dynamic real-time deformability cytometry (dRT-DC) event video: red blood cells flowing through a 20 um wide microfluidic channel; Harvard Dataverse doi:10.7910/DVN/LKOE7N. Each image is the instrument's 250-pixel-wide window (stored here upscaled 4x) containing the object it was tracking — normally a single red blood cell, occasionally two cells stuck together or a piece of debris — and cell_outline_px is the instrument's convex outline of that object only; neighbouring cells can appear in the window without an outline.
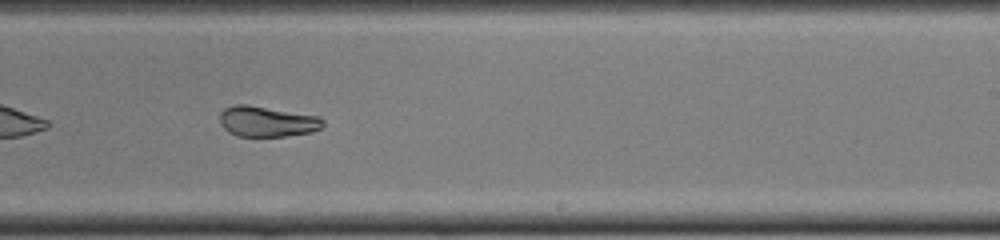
{"species": "common noctule bat (a hibernating species)", "species_latin": "Nyctalus noctula", "temperature_condition": "cold", "stored_images_in_passage": 46, "camera_frame_rate_fps": 3000, "um_per_image_px": 0.085, "animal": {"sex": "female", "body_mass_g": 22.0, "forearm_length_mm": 56.7}, "frame": {"image": 1, "passage_image": 27, "time_ms": 8.667, "image_size_px": [1000, 240], "cell_outline_px": [[324, 124], [320, 128], [312, 132], [284, 136], [236, 136], [228, 132], [220, 124], [220, 112], [224, 108], [232, 104], [248, 104], [320, 116], [324, 120]], "centroid_in_image_um": [22.68, 10.31], "position_along_channel_um": 266.3, "area_um2": 18.61}, "authors_computed_cell_mechanics": {"area_um2": 19.8543, "velocity_mm_per_s": 3.9879, "shape_relaxation_time_tau1_ms": 7.3197, "shape_relaxation_time_tau2_ms": 1.6752, "deformation_change_tau1": 0.2334, "deformation_change_tau2": 0.0646}}